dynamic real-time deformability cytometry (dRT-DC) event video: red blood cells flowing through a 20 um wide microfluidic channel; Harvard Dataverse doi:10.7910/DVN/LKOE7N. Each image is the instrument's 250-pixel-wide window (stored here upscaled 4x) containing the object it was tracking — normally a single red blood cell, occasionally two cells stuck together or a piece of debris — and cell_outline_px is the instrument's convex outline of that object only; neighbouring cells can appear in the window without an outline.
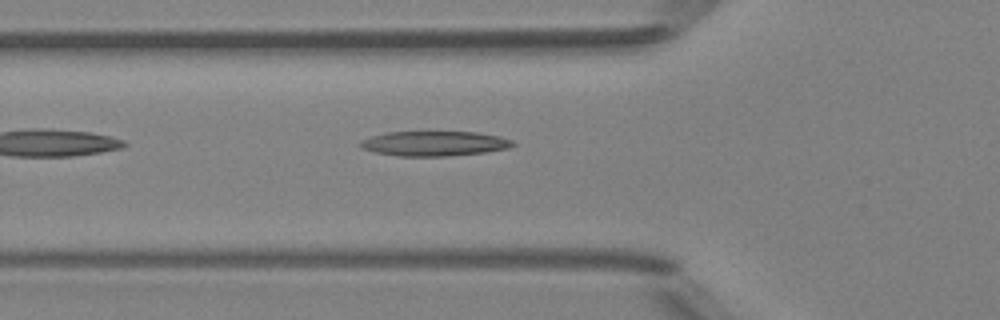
{"species": "Egyptian fruit bat (a non-hibernating species)", "species_latin": "Rousettus aegyptiacus", "temperature_condition": "room temperature", "stored_images_in_passage": 34, "camera_frame_rate_fps": 3000, "um_per_image_px": 0.085, "animal": {"sex": "female"}, "frame": {"image": 1, "passage_image": 2, "time_ms": 0.333, "image_size_px": [1000, 320], "cell_outline_px": [[516, 144], [508, 148], [488, 152], [448, 156], [396, 156], [376, 152], [360, 148], [356, 144], [360, 140], [372, 136], [388, 132], [476, 132], [500, 136], [512, 140]], "centroid_in_image_um": [36.9, 12.2], "position_along_channel_um": 88.9, "area_um2": 22.25}}
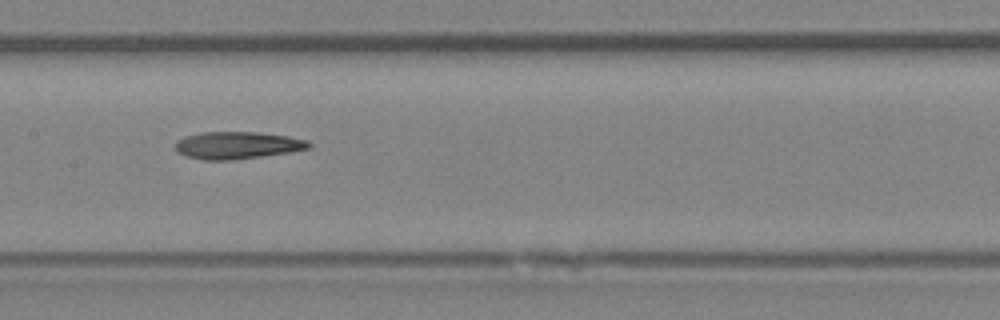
{"frame": {"image": 2, "passage_image": 9, "time_ms": 2.667, "image_size_px": [1000, 320], "cell_outline_px": [[312, 144], [308, 148], [292, 152], [232, 160], [204, 160], [184, 156], [176, 152], [176, 140], [184, 136], [200, 132], [256, 132], [288, 136], [308, 140]], "centroid_in_image_um": [20.14, 12.35], "position_along_channel_um": 187.3, "area_um2": 21.39}}
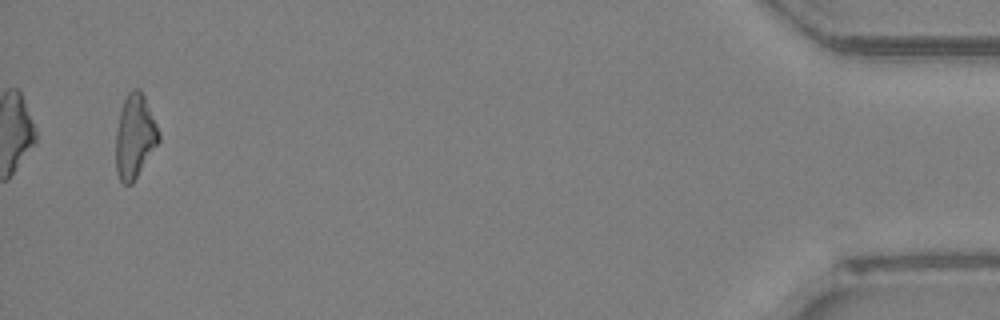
{"frame": {"image": 3, "passage_image": 32, "time_ms": 10.333, "image_size_px": [1000, 320], "cell_outline_px": [[160, 140], [132, 184], [124, 184], [120, 180], [116, 172], [116, 132], [120, 112], [124, 100], [128, 92], [132, 88], [140, 88], [144, 96], [160, 132]], "centroid_in_image_um": [11.46, 11.58], "position_along_channel_um": 423.7, "area_um2": 20.87}}